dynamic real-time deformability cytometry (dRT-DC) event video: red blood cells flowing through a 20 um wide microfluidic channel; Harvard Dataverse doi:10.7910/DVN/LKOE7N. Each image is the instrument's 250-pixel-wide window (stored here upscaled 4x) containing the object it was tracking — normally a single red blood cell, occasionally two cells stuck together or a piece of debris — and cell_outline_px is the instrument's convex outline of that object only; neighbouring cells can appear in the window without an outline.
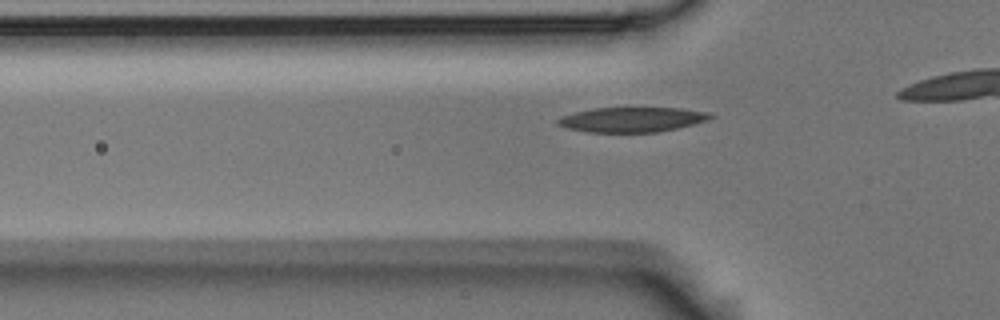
{"species": "Egyptian fruit bat (a non-hibernating species)", "species_latin": "Rousettus aegyptiacus", "temperature_condition": "room temperature", "stored_images_in_passage": 11, "camera_frame_rate_fps": 3000, "um_per_image_px": 0.085, "animal": {"sex": "male"}, "frame": {"image": 1, "passage_image": 5, "time_ms": 1.333, "image_size_px": [1000, 320], "cell_outline_px": [[716, 116], [708, 120], [676, 128], [656, 132], [588, 132], [568, 128], [556, 124], [556, 120], [560, 116], [576, 112], [596, 108], [680, 108], [712, 112]], "centroid_in_image_um": [53.75, 10.16], "position_along_channel_um": 72.1, "area_um2": 22.08}}
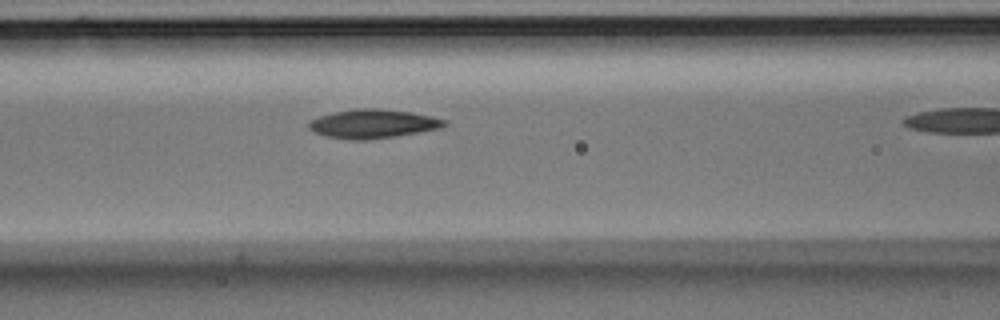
{"frame": {"image": 2, "passage_image": 10, "time_ms": 3.0, "image_size_px": [1000, 320], "cell_outline_px": [[448, 124], [440, 128], [392, 136], [364, 140], [360, 140], [328, 136], [316, 132], [308, 128], [308, 120], [320, 116], [336, 112], [356, 108], [380, 108], [412, 112], [432, 116], [448, 120]], "centroid_in_image_um": [31.73, 10.49], "position_along_channel_um": 134.9, "area_um2": 22.48}}